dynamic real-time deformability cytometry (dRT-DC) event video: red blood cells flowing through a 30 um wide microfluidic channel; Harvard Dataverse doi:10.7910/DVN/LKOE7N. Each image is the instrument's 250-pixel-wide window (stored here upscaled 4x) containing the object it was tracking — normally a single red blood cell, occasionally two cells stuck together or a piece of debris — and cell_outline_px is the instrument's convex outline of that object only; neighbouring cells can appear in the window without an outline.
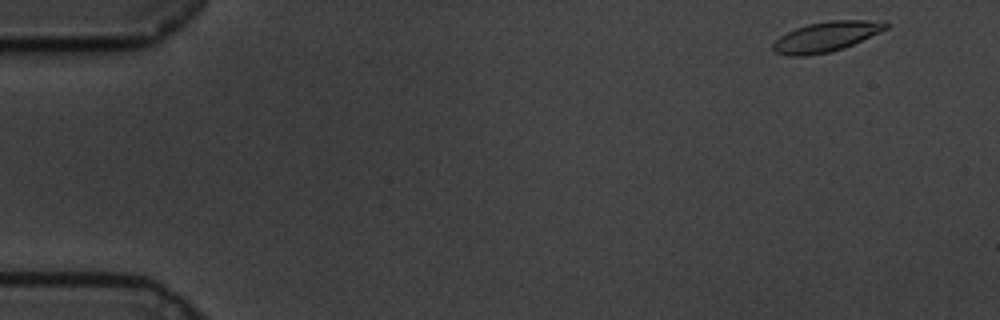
{"species": "common noctule bat (a hibernating species)", "species_latin": "Nyctalus noctula", "temperature_condition": "cold", "stored_images_in_passage": 40, "camera_frame_rate_fps": 3000, "um_per_image_px": 0.085, "animal": {"sex": "male", "body_mass_g": 19.5, "forearm_length_mm": 54.6}, "frame": {"image": 1, "passage_image": 2, "time_ms": 0.333, "image_size_px": [1000, 320], "cell_outline_px": [[888, 28], [880, 32], [844, 48], [828, 52], [804, 56], [788, 56], [776, 52], [772, 48], [772, 44], [780, 36], [796, 28], [808, 24], [828, 20], [884, 20], [888, 24]], "centroid_in_image_um": [70.24, 3.11], "position_along_channel_um": 14.8, "area_um2": 19.71}}
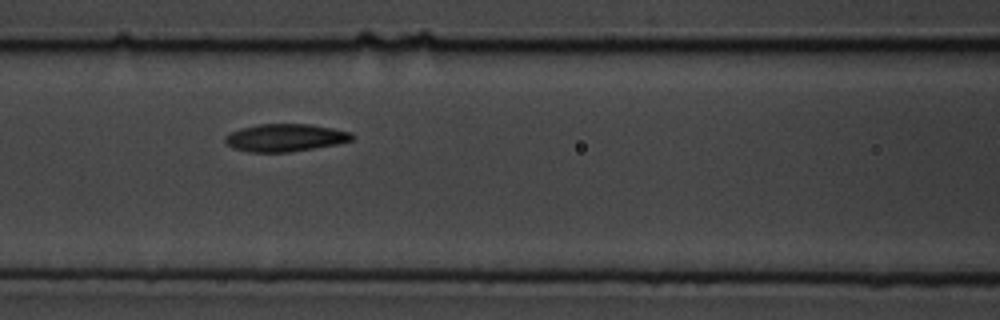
{"frame": {"image": 2, "passage_image": 24, "time_ms": 7.667, "image_size_px": [1000, 320], "cell_outline_px": [[356, 136], [352, 140], [336, 144], [288, 152], [248, 152], [232, 148], [224, 140], [224, 136], [240, 128], [260, 124], [312, 124], [352, 132]], "centroid_in_image_um": [24.25, 11.7], "position_along_channel_um": 142.4, "area_um2": 20.4}}
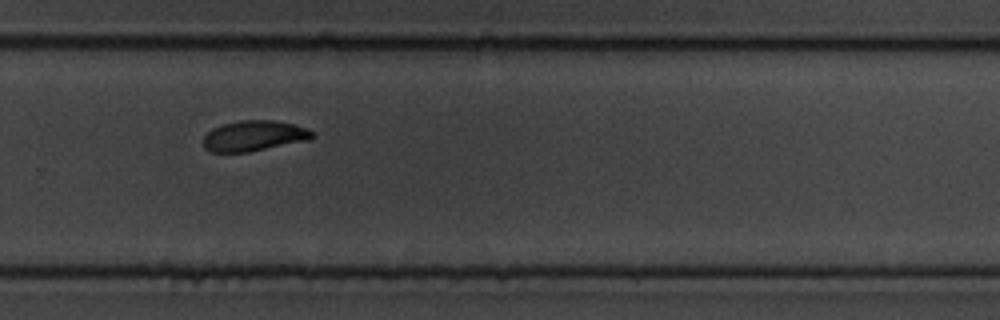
{"frame": {"image": 3, "passage_image": 39, "time_ms": 12.667, "image_size_px": [1000, 320], "cell_outline_px": [[312, 136], [308, 140], [248, 152], [212, 152], [204, 148], [204, 136], [212, 128], [224, 124], [240, 120], [272, 120], [292, 124], [308, 128], [312, 132]], "centroid_in_image_um": [21.56, 11.55], "position_along_channel_um": 308.2, "area_um2": 19.13}}